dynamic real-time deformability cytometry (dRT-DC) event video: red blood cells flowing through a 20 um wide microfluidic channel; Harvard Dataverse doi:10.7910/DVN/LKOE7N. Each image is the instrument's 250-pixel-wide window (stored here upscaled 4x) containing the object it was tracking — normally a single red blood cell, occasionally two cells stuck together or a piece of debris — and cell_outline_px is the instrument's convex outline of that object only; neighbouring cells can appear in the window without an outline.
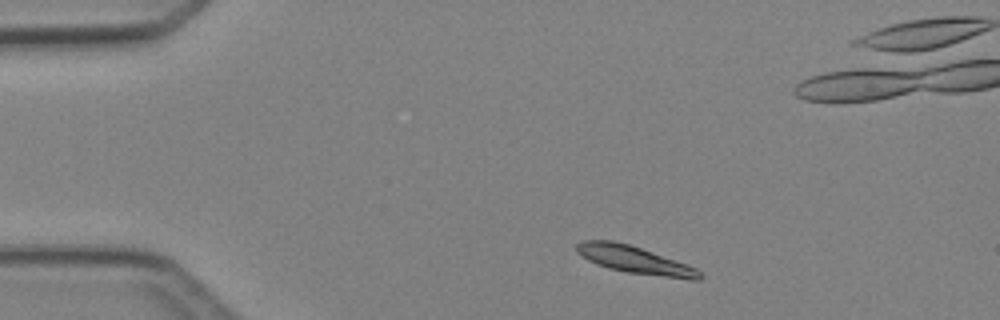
{"species": "Egyptian fruit bat (a non-hibernating species)", "species_latin": "Rousettus aegyptiacus", "temperature_condition": "cold", "stored_images_in_passage": 4, "camera_frame_rate_fps": 3000, "um_per_image_px": 0.085, "animal": {"sex": "female"}, "frame": {"image": 1, "passage_image": 1, "time_ms": 0.0, "image_size_px": [1000, 320], "cell_outline_px": [[704, 276], [700, 280], [688, 280], [628, 272], [608, 268], [596, 264], [588, 260], [576, 252], [576, 244], [584, 240], [612, 240], [628, 244], [640, 248], [696, 268]], "centroid_in_image_um": [53.94, 22.1], "position_along_channel_um": 31.1, "area_um2": 19.42}}
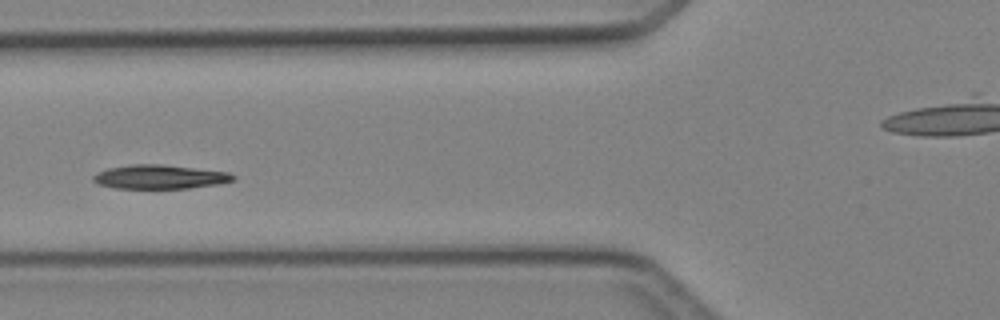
{"frame": {"image": 2, "passage_image": 4, "time_ms": 3.333, "image_size_px": [1000, 320], "cell_outline_px": [[236, 180], [220, 184], [188, 188], [116, 188], [96, 184], [92, 180], [92, 176], [108, 168], [128, 164], [160, 164], [228, 172], [236, 176]], "centroid_in_image_um": [13.58, 15.03], "position_along_channel_um": 112.2, "area_um2": 19.59}}